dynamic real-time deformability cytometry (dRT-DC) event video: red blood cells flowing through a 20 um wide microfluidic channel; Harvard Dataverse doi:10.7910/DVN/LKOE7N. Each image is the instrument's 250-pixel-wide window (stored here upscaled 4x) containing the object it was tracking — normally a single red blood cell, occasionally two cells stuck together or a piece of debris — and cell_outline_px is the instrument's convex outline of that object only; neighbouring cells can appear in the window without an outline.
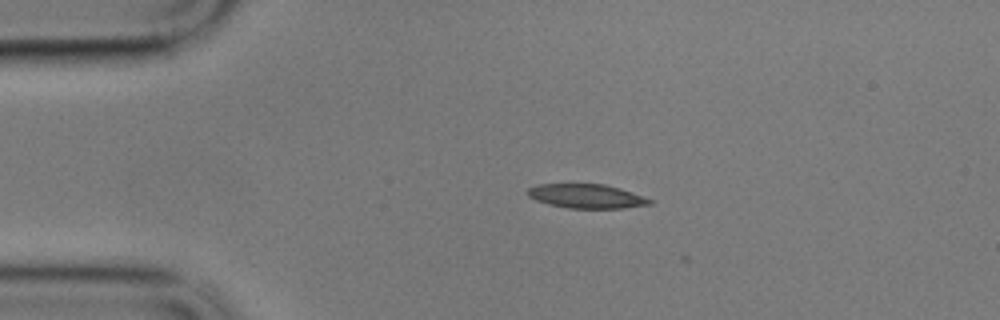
{"species": "common noctule bat (a hibernating species)", "species_latin": "Nyctalus noctula", "temperature_condition": "cold", "stored_images_in_passage": 3, "camera_frame_rate_fps": 3000, "um_per_image_px": 0.085, "animal": {"sex": "male", "body_mass_g": 17.9}, "frame": {"image": 1, "passage_image": 1, "time_ms": 0.0, "image_size_px": [1000, 320], "cell_outline_px": [[652, 204], [624, 208], [568, 208], [548, 204], [536, 200], [528, 196], [528, 188], [536, 184], [604, 184], [620, 188], [644, 196], [652, 200]], "centroid_in_image_um": [49.86, 16.67], "position_along_channel_um": 35.1, "area_um2": 17.17}}